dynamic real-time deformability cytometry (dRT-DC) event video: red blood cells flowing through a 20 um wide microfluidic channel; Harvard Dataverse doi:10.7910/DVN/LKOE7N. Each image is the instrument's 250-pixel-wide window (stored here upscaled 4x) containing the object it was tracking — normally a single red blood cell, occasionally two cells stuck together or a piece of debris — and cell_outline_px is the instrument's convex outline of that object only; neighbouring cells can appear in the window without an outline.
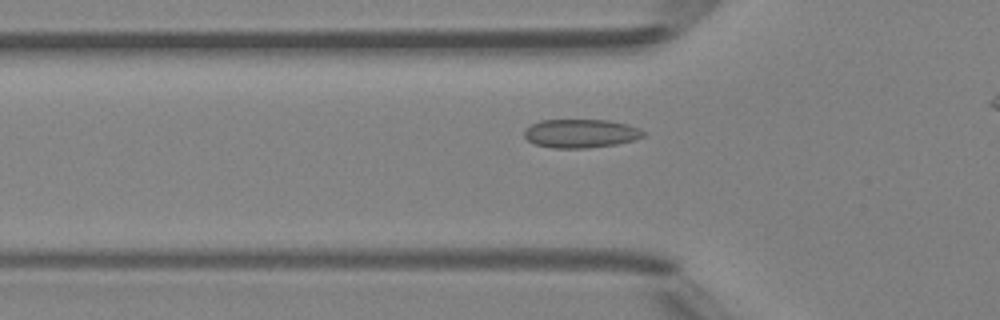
{"species": "Egyptian fruit bat (a non-hibernating species)", "species_latin": "Rousettus aegyptiacus", "temperature_condition": "room temperature", "stored_images_in_passage": 15, "camera_frame_rate_fps": 3000, "um_per_image_px": 0.085, "animal": {"sex": "female"}, "frame": {"image": 1, "passage_image": 4, "time_ms": 1.0, "image_size_px": [1000, 320], "cell_outline_px": [[648, 132], [644, 136], [632, 140], [616, 144], [588, 148], [552, 148], [536, 144], [528, 140], [524, 136], [524, 128], [540, 120], [608, 120], [628, 124], [640, 128]], "centroid_in_image_um": [49.38, 11.34], "position_along_channel_um": 76.4, "area_um2": 20.0}}
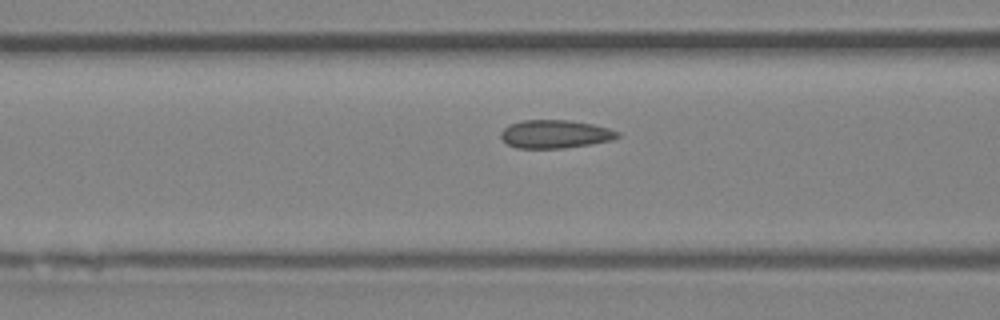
{"frame": {"image": 2, "passage_image": 7, "time_ms": 2.0, "image_size_px": [1000, 320], "cell_outline_px": [[620, 136], [612, 140], [592, 144], [564, 148], [516, 148], [508, 144], [500, 136], [500, 132], [508, 124], [524, 120], [568, 120], [592, 124], [608, 128], [620, 132]], "centroid_in_image_um": [47.18, 11.4], "position_along_channel_um": 119.4, "area_um2": 19.25}}
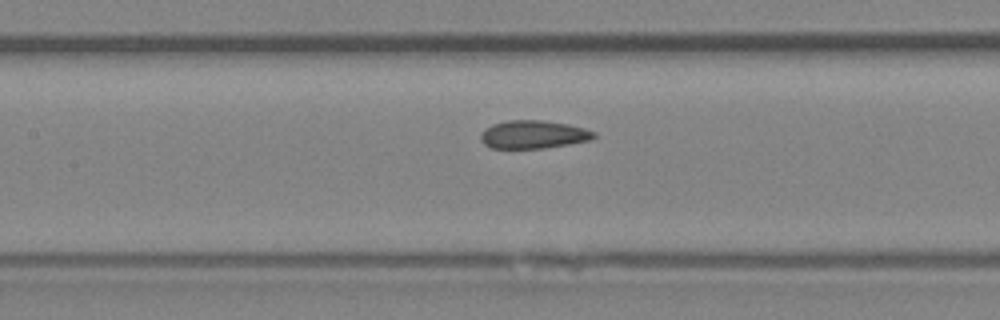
{"frame": {"image": 3, "passage_image": 10, "time_ms": 3.0, "image_size_px": [1000, 320], "cell_outline_px": [[596, 136], [592, 140], [544, 148], [492, 148], [484, 144], [480, 140], [480, 136], [484, 128], [492, 124], [508, 120], [540, 120], [568, 124], [584, 128], [596, 132]], "centroid_in_image_um": [45.33, 11.43], "position_along_channel_um": 162.1, "area_um2": 18.61}}